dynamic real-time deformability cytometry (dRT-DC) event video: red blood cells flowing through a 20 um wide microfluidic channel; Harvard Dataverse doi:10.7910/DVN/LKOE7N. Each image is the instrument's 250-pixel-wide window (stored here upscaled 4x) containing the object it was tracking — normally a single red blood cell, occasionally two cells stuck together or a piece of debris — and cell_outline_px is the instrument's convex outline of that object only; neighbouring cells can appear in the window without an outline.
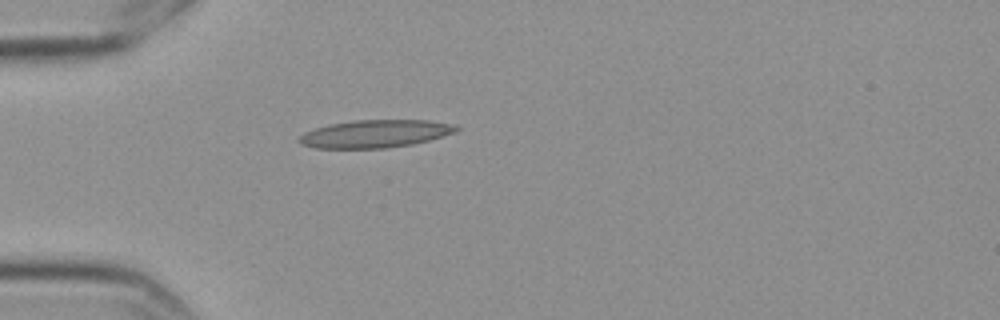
{"species": "Egyptian fruit bat (a non-hibernating species)", "species_latin": "Rousettus aegyptiacus", "temperature_condition": "cold", "stored_images_in_passage": 2, "camera_frame_rate_fps": 3000, "um_per_image_px": 0.085, "frame": {"image": 1, "passage_image": 1, "time_ms": 0.0, "image_size_px": [1000, 320], "cell_outline_px": [[460, 128], [456, 132], [428, 140], [412, 144], [384, 148], [316, 148], [300, 144], [296, 140], [304, 132], [328, 124], [352, 120], [432, 120], [452, 124]], "centroid_in_image_um": [31.86, 11.36], "position_along_channel_um": 53.1, "area_um2": 25.43}}